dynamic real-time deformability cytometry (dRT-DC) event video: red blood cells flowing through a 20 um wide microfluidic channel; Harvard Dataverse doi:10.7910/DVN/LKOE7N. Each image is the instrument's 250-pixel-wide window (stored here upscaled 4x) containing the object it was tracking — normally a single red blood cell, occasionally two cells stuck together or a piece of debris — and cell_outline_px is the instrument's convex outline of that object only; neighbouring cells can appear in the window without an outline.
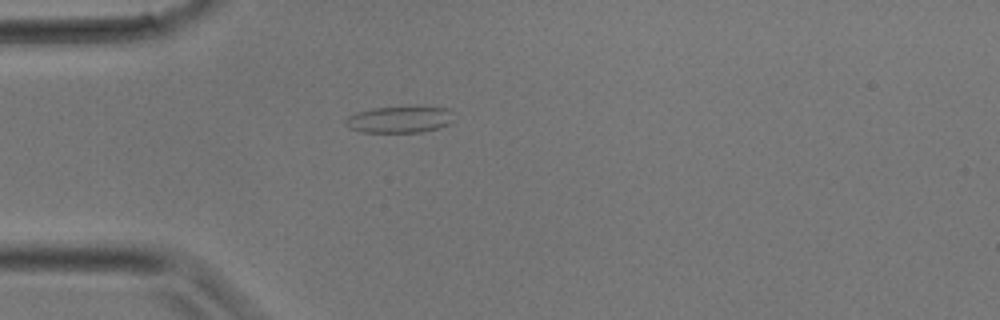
{"species": "common noctule bat (a hibernating species)", "species_latin": "Nyctalus noctula", "temperature_condition": "room temperature", "stored_images_in_passage": 3, "camera_frame_rate_fps": 3000, "um_per_image_px": 0.085, "animal": {"sex": "male", "body_mass_g": 17.9}, "frame": {"image": 1, "passage_image": 3, "time_ms": 0.667, "image_size_px": [1000, 320], "cell_outline_px": [[456, 120], [440, 128], [424, 132], [364, 132], [348, 128], [344, 124], [344, 120], [348, 116], [356, 112], [372, 108], [448, 108]], "centroid_in_image_um": [33.95, 10.18], "position_along_channel_um": 51.1, "area_um2": 16.65}}